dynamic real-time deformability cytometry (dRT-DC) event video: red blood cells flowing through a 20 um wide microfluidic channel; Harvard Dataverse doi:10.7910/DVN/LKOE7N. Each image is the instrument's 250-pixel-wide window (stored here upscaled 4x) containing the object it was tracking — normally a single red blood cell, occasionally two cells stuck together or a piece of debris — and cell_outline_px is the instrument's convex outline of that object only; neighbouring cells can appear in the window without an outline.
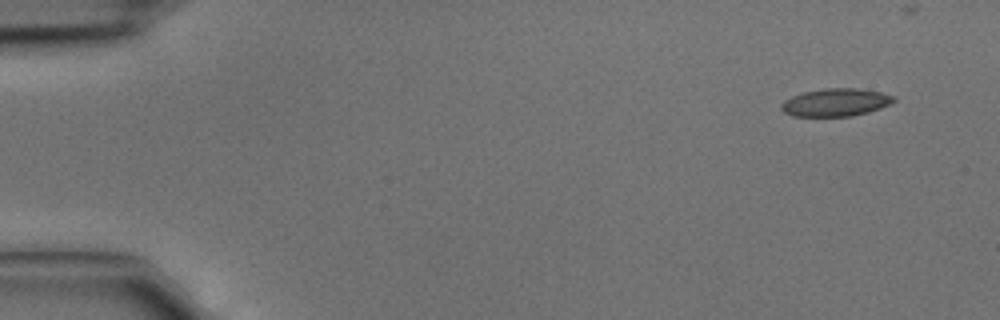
{"species": "common noctule bat (a hibernating species)", "species_latin": "Nyctalus noctula", "temperature_condition": "cold", "stored_images_in_passage": 3, "camera_frame_rate_fps": 3000, "um_per_image_px": 0.085, "animal": {"sex": "male", "body_mass_g": 15.6}, "frame": {"image": 1, "passage_image": 1, "time_ms": 0.0, "image_size_px": [1000, 320], "cell_outline_px": [[896, 100], [880, 108], [868, 112], [852, 116], [792, 116], [784, 112], [780, 108], [780, 104], [784, 100], [792, 96], [804, 92], [824, 88], [856, 88], [880, 92], [896, 96]], "centroid_in_image_um": [71.02, 8.7], "position_along_channel_um": 14.0, "area_um2": 18.21}}